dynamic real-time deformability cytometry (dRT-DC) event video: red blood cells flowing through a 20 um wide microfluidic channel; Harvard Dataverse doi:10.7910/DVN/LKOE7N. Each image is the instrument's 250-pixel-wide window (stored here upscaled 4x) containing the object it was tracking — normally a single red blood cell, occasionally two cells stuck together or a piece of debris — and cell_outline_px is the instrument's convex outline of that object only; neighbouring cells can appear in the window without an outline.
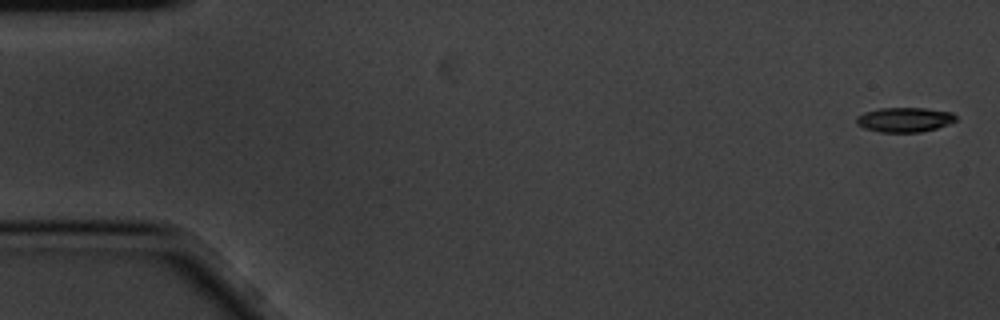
{"species": "common noctule bat (a hibernating species)", "species_latin": "Nyctalus noctula", "temperature_condition": "cold", "stored_images_in_passage": 11, "camera_frame_rate_fps": 3000, "um_per_image_px": 0.085, "animal": {"sex": "male", "body_mass_g": 20.1, "forearm_length_mm": 53.5}, "frame": {"image": 1, "passage_image": 1, "time_ms": 0.0, "image_size_px": [1000, 320], "cell_outline_px": [[956, 120], [948, 124], [936, 128], [920, 132], [880, 132], [864, 128], [856, 124], [856, 116], [864, 112], [880, 108], [924, 108], [952, 112], [956, 116]], "centroid_in_image_um": [76.86, 10.17], "position_along_channel_um": 8.1, "area_um2": 14.28}}
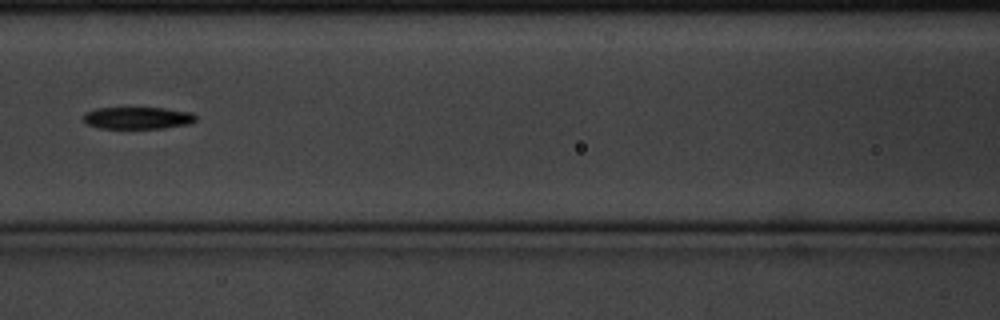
{"frame": {"image": 2, "passage_image": 7, "time_ms": 2.0, "image_size_px": [1000, 320], "cell_outline_px": [[196, 120], [192, 124], [164, 128], [100, 128], [88, 124], [84, 120], [84, 112], [96, 108], [164, 108], [192, 112], [196, 116]], "centroid_in_image_um": [11.74, 10.02], "position_along_channel_um": 154.9, "area_um2": 14.51}}
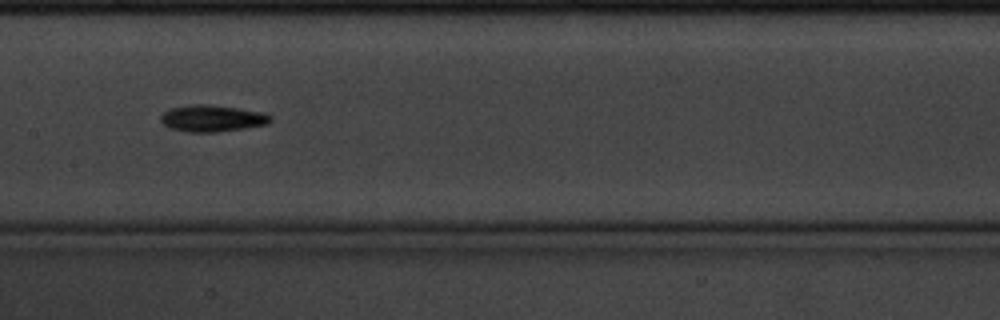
{"frame": {"image": 3, "passage_image": 8, "time_ms": 2.333, "image_size_px": [1000, 320], "cell_outline_px": [[272, 120], [268, 124], [244, 128], [216, 132], [188, 132], [168, 128], [160, 120], [160, 116], [168, 108], [192, 104], [208, 104], [264, 112], [272, 116]], "centroid_in_image_um": [18.02, 10.06], "position_along_channel_um": 189.4, "area_um2": 17.17}}